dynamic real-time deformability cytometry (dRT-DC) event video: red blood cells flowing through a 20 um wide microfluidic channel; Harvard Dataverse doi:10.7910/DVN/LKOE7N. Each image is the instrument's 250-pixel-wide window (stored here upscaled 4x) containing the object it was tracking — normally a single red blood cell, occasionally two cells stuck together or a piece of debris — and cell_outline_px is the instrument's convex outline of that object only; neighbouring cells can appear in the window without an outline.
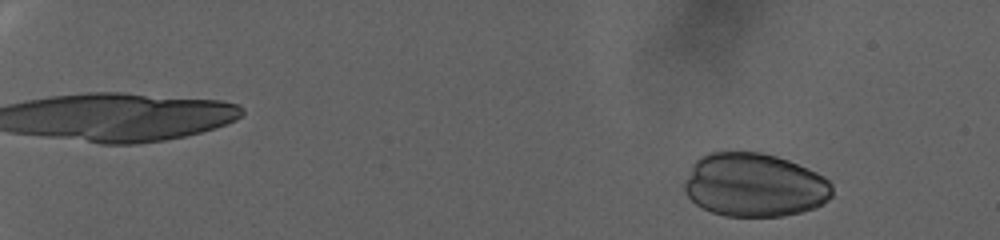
{"species": "human", "species_latin": "Homo sapiens", "temperature_condition": "warm", "stored_images_in_passage": 77, "camera_frame_rate_fps": 3000, "um_per_image_px": 0.085, "donor": {"sex": "female"}, "frame": {"image": 1, "passage_image": 10, "time_ms": 3.0, "image_size_px": [1000, 240], "cell_outline_px": [[832, 196], [824, 204], [816, 208], [784, 216], [724, 216], [712, 212], [696, 204], [684, 192], [684, 180], [692, 164], [700, 156], [708, 152], [760, 152], [776, 156], [788, 160], [816, 172], [824, 176], [832, 184]], "centroid_in_image_um": [64.12, 15.73], "position_along_channel_um": 20.9, "area_um2": 55.14}}
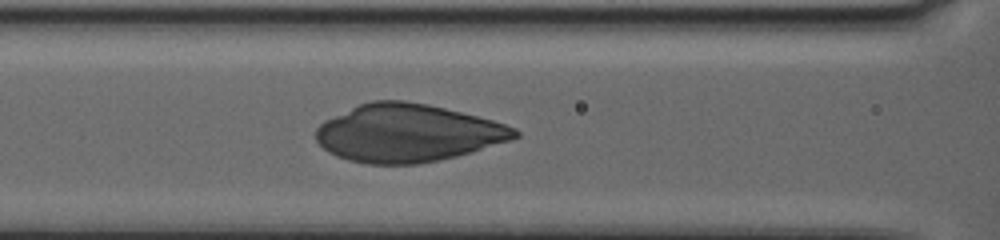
{"frame": {"image": 2, "passage_image": 48, "time_ms": 15.667, "image_size_px": [1000, 240], "cell_outline_px": [[520, 136], [512, 140], [472, 152], [440, 160], [416, 164], [368, 164], [348, 160], [336, 156], [328, 152], [316, 140], [316, 128], [324, 120], [360, 104], [372, 100], [404, 100], [428, 104], [492, 120], [516, 128], [520, 132]], "centroid_in_image_um": [34.65, 11.32], "position_along_channel_um": 131.9, "area_um2": 66.87}}
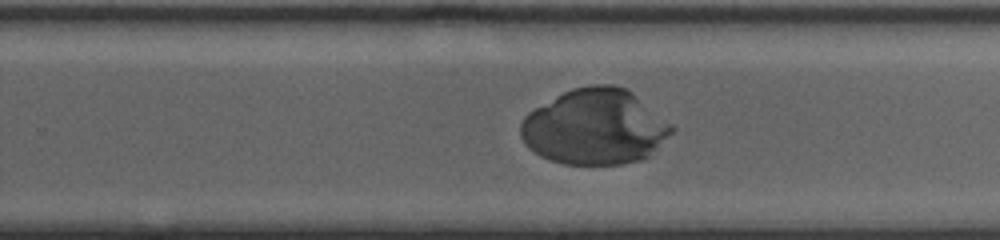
{"frame": {"image": 3, "passage_image": 67, "time_ms": 22.0, "image_size_px": [1000, 240], "cell_outline_px": [[676, 128], [644, 160], [620, 164], [564, 164], [540, 156], [528, 148], [520, 136], [520, 124], [524, 116], [528, 112], [556, 96], [572, 88], [592, 84], [612, 84], [624, 88], [632, 92], [672, 124]], "centroid_in_image_um": [50.55, 10.79], "position_along_channel_um": 279.3, "area_um2": 66.35}}